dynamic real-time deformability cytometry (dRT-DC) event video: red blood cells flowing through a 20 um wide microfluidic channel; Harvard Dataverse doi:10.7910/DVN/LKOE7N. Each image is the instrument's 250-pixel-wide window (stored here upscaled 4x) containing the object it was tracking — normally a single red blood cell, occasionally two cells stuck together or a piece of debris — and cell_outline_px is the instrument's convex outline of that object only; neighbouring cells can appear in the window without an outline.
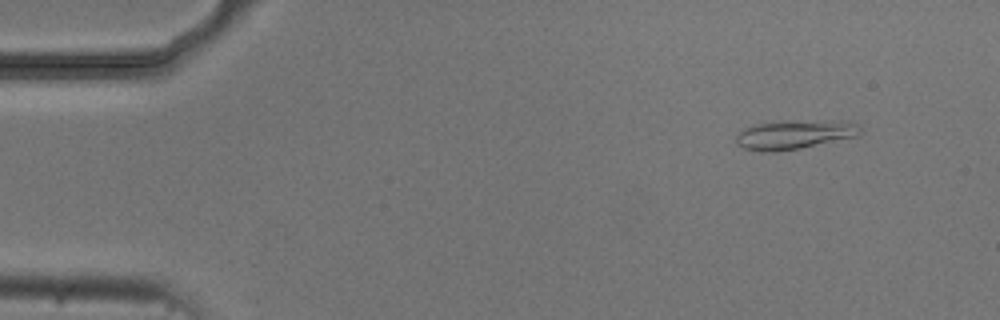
{"species": "common noctule bat (a hibernating species)", "species_latin": "Nyctalus noctula", "temperature_condition": "cold", "stored_images_in_passage": 4, "camera_frame_rate_fps": 3000, "um_per_image_px": 0.085, "animal": {"sex": "male", "body_mass_g": 20.5, "forearm_length_mm": 52.5}, "frame": {"image": 1, "passage_image": 1, "time_ms": 0.0, "image_size_px": [1000, 320], "cell_outline_px": [[864, 132], [860, 136], [800, 148], [772, 152], [764, 152], [744, 148], [736, 144], [736, 136], [744, 128], [760, 124], [780, 120], [840, 120], [860, 124]], "centroid_in_image_um": [67.63, 11.42], "position_along_channel_um": 17.4, "area_um2": 21.5}}